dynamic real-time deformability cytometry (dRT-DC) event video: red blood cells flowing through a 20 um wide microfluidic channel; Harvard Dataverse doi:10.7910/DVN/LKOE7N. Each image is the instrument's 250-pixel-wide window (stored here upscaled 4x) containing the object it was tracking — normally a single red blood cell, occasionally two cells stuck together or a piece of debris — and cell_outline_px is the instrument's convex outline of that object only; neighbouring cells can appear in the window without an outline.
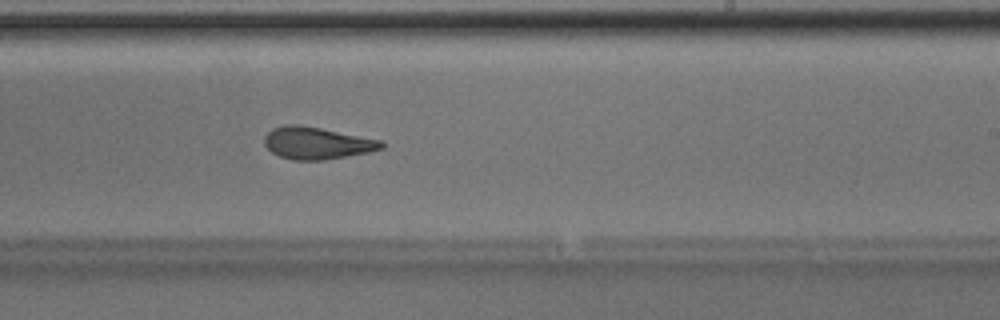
{"species": "Egyptian fruit bat (a non-hibernating species)", "species_latin": "Rousettus aegyptiacus", "temperature_condition": "room temperature", "stored_images_in_passage": 18, "camera_frame_rate_fps": 3000, "um_per_image_px": 0.085, "animal": {"sex": "male"}, "frame": {"image": 1, "passage_image": 18, "time_ms": 5.667, "image_size_px": [1000, 320], "cell_outline_px": [[384, 148], [368, 152], [324, 160], [292, 160], [280, 156], [272, 152], [264, 144], [264, 136], [272, 128], [288, 124], [300, 124], [384, 140]], "centroid_in_image_um": [26.95, 12.15], "position_along_channel_um": 262.1, "area_um2": 22.02}}